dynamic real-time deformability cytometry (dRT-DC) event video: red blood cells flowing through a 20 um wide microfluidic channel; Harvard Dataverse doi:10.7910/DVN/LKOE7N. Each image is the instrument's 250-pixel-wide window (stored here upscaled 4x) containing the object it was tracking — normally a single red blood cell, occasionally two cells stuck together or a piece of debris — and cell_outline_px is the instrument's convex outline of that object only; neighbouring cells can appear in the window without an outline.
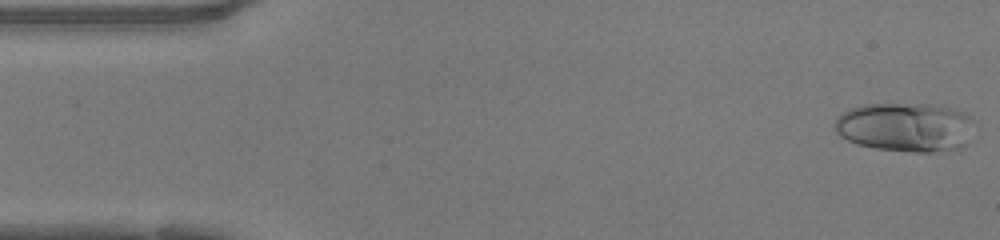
{"species": "human", "species_latin": "Homo sapiens", "temperature_condition": "warm", "stored_images_in_passage": 47, "camera_frame_rate_fps": 3000, "um_per_image_px": 0.085, "donor": {"sex": "female"}, "frame": {"image": 1, "passage_image": 1, "time_ms": 0.0, "image_size_px": [1000, 240], "cell_outline_px": [[972, 120], [968, 144], [960, 148], [932, 152], [916, 152], [876, 148], [856, 144], [840, 136], [836, 132], [836, 116], [852, 108], [864, 104], [936, 104], [952, 108], [964, 112], [972, 116]], "centroid_in_image_um": [76.98, 10.8], "position_along_channel_um": 8.0, "area_um2": 40.06}}
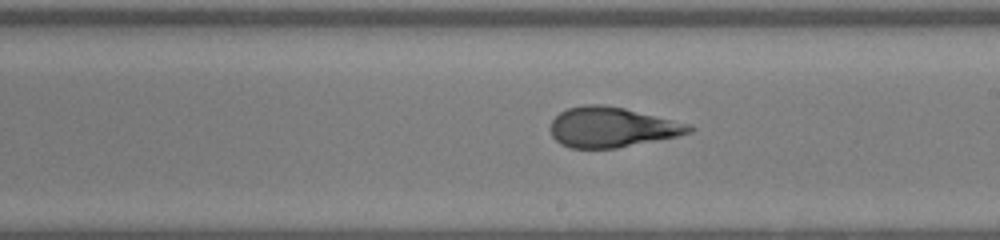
{"frame": {"image": 2, "passage_image": 26, "time_ms": 8.333, "image_size_px": [1000, 240], "cell_outline_px": [[696, 128], [692, 132], [676, 136], [616, 148], [572, 148], [560, 144], [552, 136], [552, 120], [560, 112], [568, 108], [584, 104], [600, 104], [624, 108], [692, 124]], "centroid_in_image_um": [52.03, 10.8], "position_along_channel_um": 237.0, "area_um2": 32.25}}
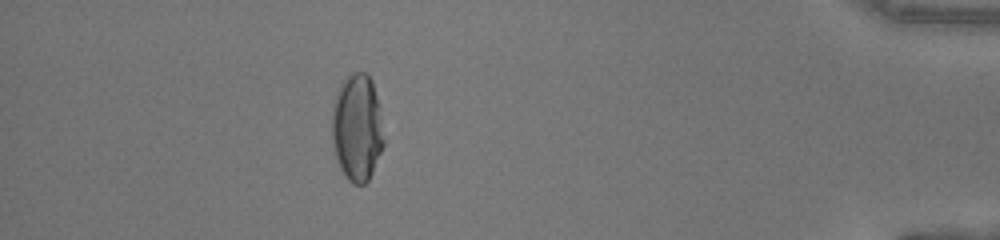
{"frame": {"image": 3, "passage_image": 42, "time_ms": 13.667, "image_size_px": [1000, 240], "cell_outline_px": [[384, 144], [372, 172], [368, 180], [364, 184], [352, 184], [344, 176], [340, 168], [332, 144], [332, 104], [340, 84], [348, 76], [356, 72], [364, 72], [372, 80], [376, 96], [384, 140]], "centroid_in_image_um": [30.32, 10.88], "position_along_channel_um": 404.9, "area_um2": 32.14}, "authors_computed_cell_mechanics": {"area_um2": 32.657, "velocity_mm_per_s": 4.2136, "shape_relaxation_time_tau1_ms": null, "shape_relaxation_time_tau2_ms": 0.9734, "deformation_change_tau1": null, "deformation_change_tau2": 0.0861}}